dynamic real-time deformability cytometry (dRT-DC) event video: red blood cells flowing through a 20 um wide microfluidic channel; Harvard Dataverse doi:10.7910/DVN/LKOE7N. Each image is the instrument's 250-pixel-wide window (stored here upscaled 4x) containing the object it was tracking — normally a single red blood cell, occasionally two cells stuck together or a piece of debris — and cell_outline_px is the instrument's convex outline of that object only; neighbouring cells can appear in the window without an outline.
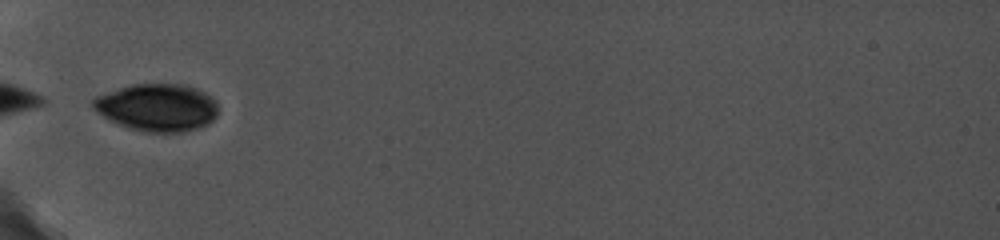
{"species": "common noctule bat (a hibernating species)", "species_latin": "Nyctalus noctula", "temperature_condition": "cold", "stored_images_in_passage": 22, "camera_frame_rate_fps": 5000, "um_per_image_px": 0.085, "animal": {"sex": "female", "body_mass_g": 19.0, "forearm_length_mm": 56.7}, "frame": {"image": 1, "passage_image": 1, "time_ms": 0.0, "image_size_px": [1000, 240], "cell_outline_px": [[216, 116], [208, 124], [184, 132], [144, 132], [128, 128], [108, 120], [92, 108], [92, 100], [96, 96], [132, 84], [184, 84], [196, 88], [212, 96], [216, 100]], "centroid_in_image_um": [13.35, 9.13], "position_along_channel_um": 71.6, "area_um2": 34.68}}